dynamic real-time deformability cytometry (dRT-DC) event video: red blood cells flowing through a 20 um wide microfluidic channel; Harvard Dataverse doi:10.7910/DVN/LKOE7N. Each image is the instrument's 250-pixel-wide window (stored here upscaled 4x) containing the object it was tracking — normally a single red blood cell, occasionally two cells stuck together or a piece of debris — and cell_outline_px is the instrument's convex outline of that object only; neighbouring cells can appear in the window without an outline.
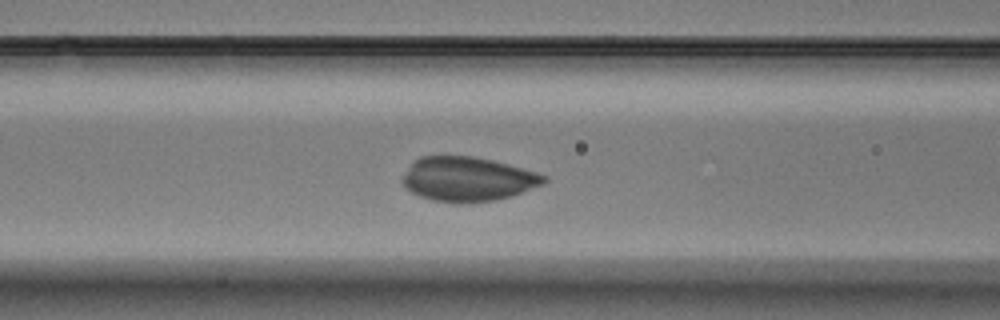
{"species": "Egyptian fruit bat (a non-hibernating species)", "species_latin": "Rousettus aegyptiacus", "temperature_condition": "warm", "stored_images_in_passage": 51, "camera_frame_rate_fps": 3000, "um_per_image_px": 0.085, "animal": {"sex": "male"}, "frame": {"image": 1, "passage_image": 16, "time_ms": 5.0, "image_size_px": [1000, 320], "cell_outline_px": [[548, 180], [544, 184], [496, 200], [460, 204], [432, 200], [420, 196], [404, 188], [400, 180], [412, 160], [420, 156], [472, 156], [492, 160], [508, 164], [536, 172], [548, 176]], "centroid_in_image_um": [39.7, 15.22], "position_along_channel_um": 126.9, "area_um2": 36.82}}
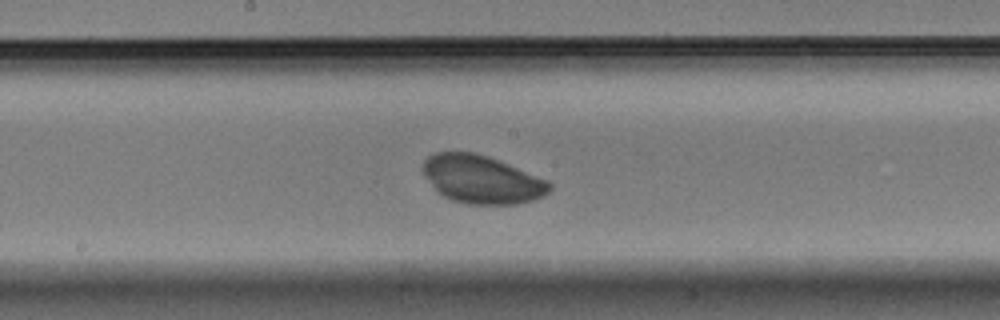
{"frame": {"image": 2, "passage_image": 23, "time_ms": 7.333, "image_size_px": [1000, 320], "cell_outline_px": [[552, 188], [544, 196], [532, 200], [516, 204], [468, 204], [452, 200], [436, 192], [424, 176], [420, 168], [424, 160], [428, 156], [436, 152], [476, 152], [488, 156], [548, 180], [552, 184]], "centroid_in_image_um": [40.92, 15.25], "position_along_channel_um": 207.3, "area_um2": 35.72}}
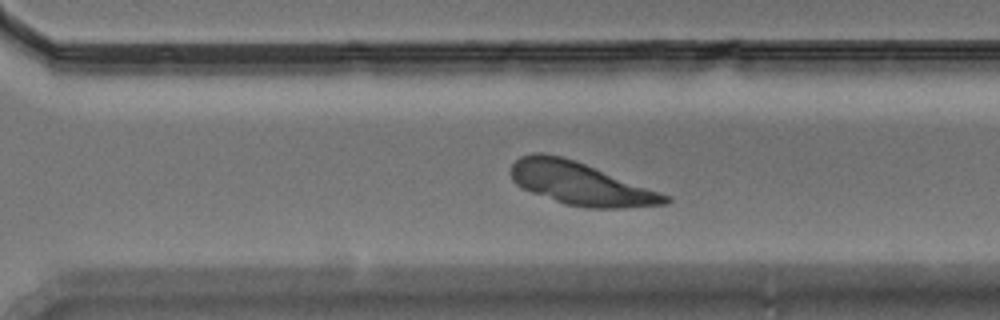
{"frame": {"image": 3, "passage_image": 33, "time_ms": 10.667, "image_size_px": [1000, 320], "cell_outline_px": [[672, 200], [668, 204], [620, 208], [588, 208], [564, 204], [532, 192], [516, 184], [512, 180], [508, 172], [512, 164], [520, 156], [532, 152], [544, 152], [560, 156], [584, 164], [672, 196]], "centroid_in_image_um": [49.32, 15.61], "position_along_channel_um": 321.3, "area_um2": 38.32}}